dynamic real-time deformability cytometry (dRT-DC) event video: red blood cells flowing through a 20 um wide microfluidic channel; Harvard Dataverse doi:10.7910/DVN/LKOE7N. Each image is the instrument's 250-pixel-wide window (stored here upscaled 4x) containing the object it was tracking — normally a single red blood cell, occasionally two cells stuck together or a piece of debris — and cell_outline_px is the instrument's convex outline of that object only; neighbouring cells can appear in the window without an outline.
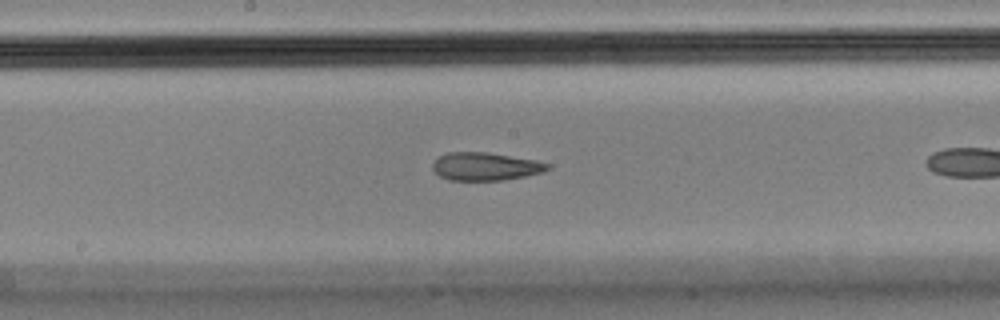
{"species": "Egyptian fruit bat (a non-hibernating species)", "species_latin": "Rousettus aegyptiacus", "temperature_condition": "cold", "stored_images_in_passage": 28, "camera_frame_rate_fps": 3000, "um_per_image_px": 0.085, "animal": {"sex": "male"}, "frame": {"image": 1, "passage_image": 16, "time_ms": 5.0, "image_size_px": [1000, 320], "cell_outline_px": [[552, 168], [544, 172], [504, 180], [448, 180], [440, 176], [432, 168], [432, 164], [440, 156], [448, 152], [488, 152], [536, 160], [548, 164]], "centroid_in_image_um": [41.28, 14.15], "position_along_channel_um": 206.9, "area_um2": 18.73}}